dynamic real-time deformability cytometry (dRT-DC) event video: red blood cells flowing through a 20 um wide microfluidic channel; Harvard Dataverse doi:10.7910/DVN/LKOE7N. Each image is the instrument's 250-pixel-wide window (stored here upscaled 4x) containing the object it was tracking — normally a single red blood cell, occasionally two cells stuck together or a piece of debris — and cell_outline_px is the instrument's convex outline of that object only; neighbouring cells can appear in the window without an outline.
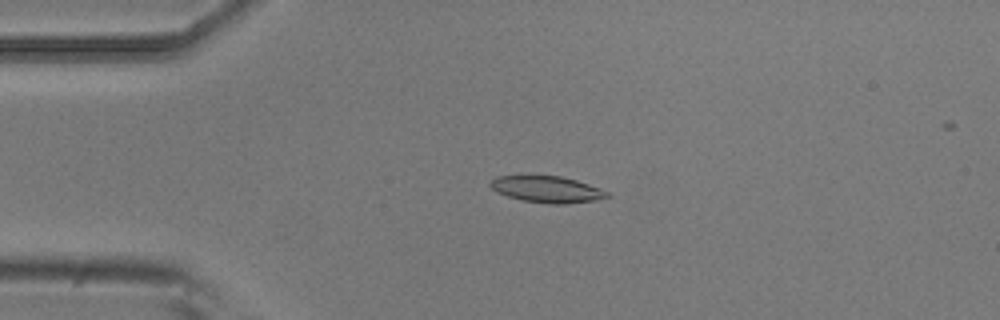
{"species": "common noctule bat (a hibernating species)", "species_latin": "Nyctalus noctula", "temperature_condition": "room temperature", "stored_images_in_passage": 2, "camera_frame_rate_fps": 3000, "um_per_image_px": 0.085, "animal": {"sex": "male", "body_mass_g": 20.5, "forearm_length_mm": 52.5}, "frame": {"image": 1, "passage_image": 1, "time_ms": 0.0, "image_size_px": [1000, 320], "cell_outline_px": [[612, 196], [596, 200], [568, 204], [548, 204], [524, 200], [508, 196], [496, 192], [488, 184], [496, 176], [560, 176], [576, 180], [600, 188], [608, 192]], "centroid_in_image_um": [46.52, 16.1], "position_along_channel_um": 38.5, "area_um2": 17.98}}